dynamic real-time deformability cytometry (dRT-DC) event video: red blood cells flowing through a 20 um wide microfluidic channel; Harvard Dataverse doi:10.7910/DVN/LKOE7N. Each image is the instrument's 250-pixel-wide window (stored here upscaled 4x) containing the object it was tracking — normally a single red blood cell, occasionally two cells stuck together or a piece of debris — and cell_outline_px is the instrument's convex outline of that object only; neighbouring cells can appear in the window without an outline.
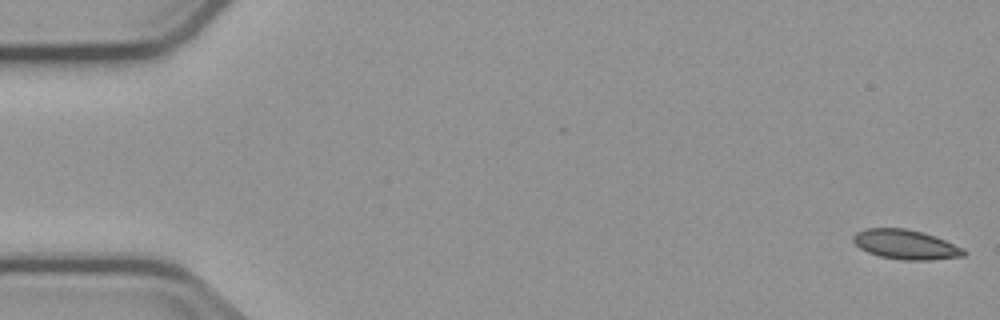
{"species": "common noctule bat (a hibernating species)", "species_latin": "Nyctalus noctula", "temperature_condition": "cold", "stored_images_in_passage": 4, "camera_frame_rate_fps": 3000, "um_per_image_px": 0.085, "animal": {"sex": "male", "body_mass_g": 23.1, "forearm_length_mm": 52.7}, "frame": {"image": 1, "passage_image": 1, "time_ms": 0.0, "image_size_px": [1000, 320], "cell_outline_px": [[968, 252], [964, 256], [932, 260], [904, 260], [880, 256], [868, 252], [860, 248], [852, 240], [852, 236], [856, 232], [864, 228], [904, 228], [936, 236], [964, 248]], "centroid_in_image_um": [77.0, 20.78], "position_along_channel_um": 8.0, "area_um2": 19.13}}
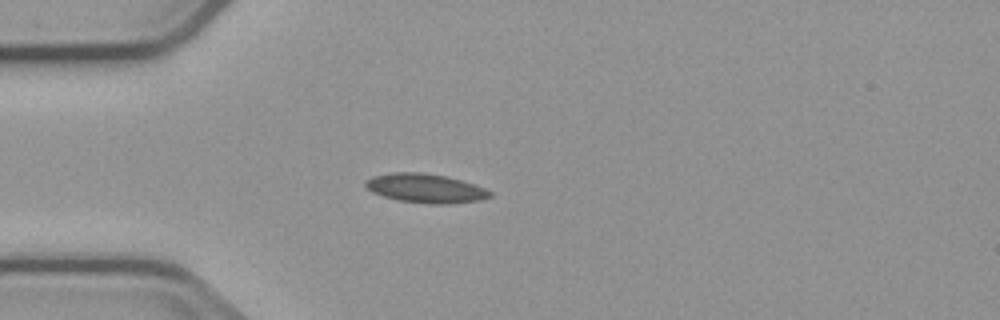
{"frame": {"image": 2, "passage_image": 4, "time_ms": 4.667, "image_size_px": [1000, 320], "cell_outline_px": [[492, 196], [480, 200], [448, 204], [432, 204], [396, 200], [372, 192], [364, 184], [364, 180], [372, 176], [392, 172], [420, 172], [448, 176], [476, 184], [492, 192]], "centroid_in_image_um": [36.17, 15.99], "position_along_channel_um": 48.8, "area_um2": 21.27}}